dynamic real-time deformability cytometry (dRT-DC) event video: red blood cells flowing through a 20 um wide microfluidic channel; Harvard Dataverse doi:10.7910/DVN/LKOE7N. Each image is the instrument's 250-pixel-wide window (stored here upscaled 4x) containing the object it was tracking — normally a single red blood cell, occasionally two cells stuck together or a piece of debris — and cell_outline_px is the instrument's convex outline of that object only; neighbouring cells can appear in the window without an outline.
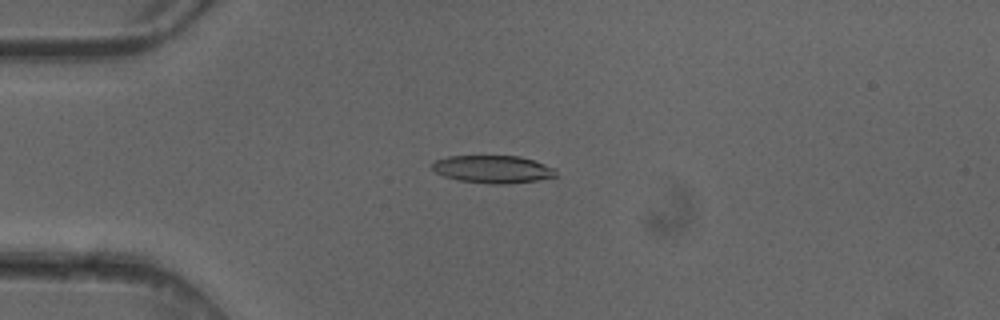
{"species": "common noctule bat (a hibernating species)", "species_latin": "Nyctalus noctula", "temperature_condition": "cold", "stored_images_in_passage": 7, "camera_frame_rate_fps": 3000, "um_per_image_px": 0.085, "animal": {"sex": "female"}, "frame": {"image": 1, "passage_image": 4, "time_ms": 1.0, "image_size_px": [1000, 320], "cell_outline_px": [[556, 176], [536, 180], [508, 184], [492, 184], [460, 180], [444, 176], [436, 172], [432, 168], [432, 164], [436, 160], [448, 156], [520, 156], [544, 164], [552, 168], [556, 172]], "centroid_in_image_um": [41.87, 14.38], "position_along_channel_um": 43.1, "area_um2": 19.65}}
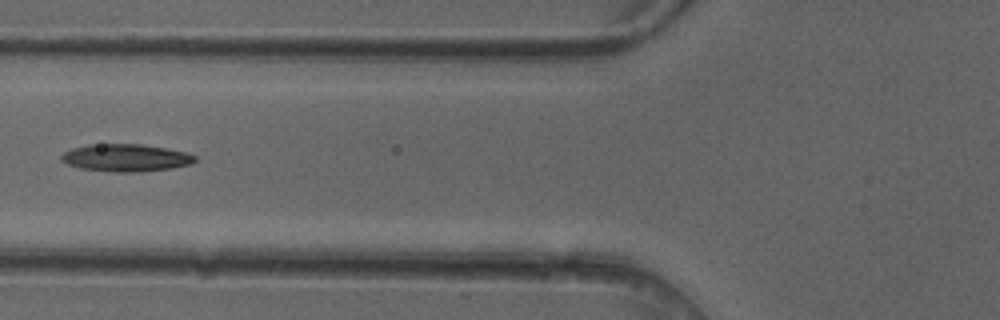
{"frame": {"image": 2, "passage_image": 6, "time_ms": 1.667, "image_size_px": [1000, 320], "cell_outline_px": [[196, 160], [192, 164], [172, 168], [136, 172], [116, 172], [80, 168], [68, 164], [60, 160], [60, 156], [64, 152], [72, 148], [88, 144], [140, 144], [164, 148], [184, 152], [196, 156]], "centroid_in_image_um": [10.67, 13.41], "position_along_channel_um": 115.1, "area_um2": 21.27}}
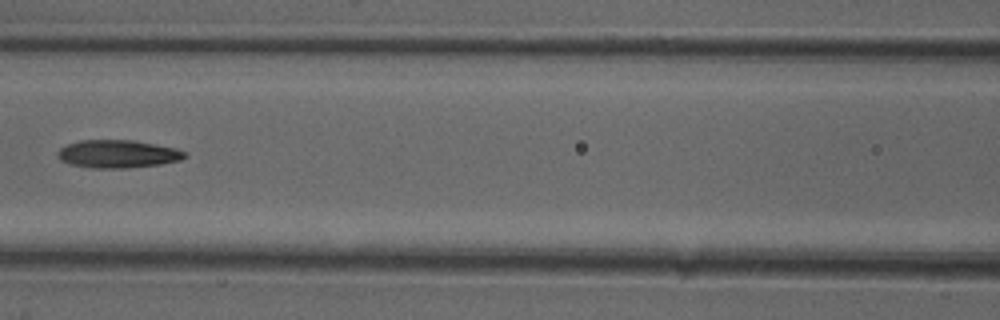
{"frame": {"image": 3, "passage_image": 7, "time_ms": 2.0, "image_size_px": [1000, 320], "cell_outline_px": [[188, 156], [180, 160], [160, 164], [124, 168], [92, 168], [68, 164], [60, 160], [56, 156], [56, 152], [60, 148], [68, 144], [80, 140], [132, 140], [176, 148], [184, 152]], "centroid_in_image_um": [9.96, 13.09], "position_along_channel_um": 156.6, "area_um2": 20.69}}